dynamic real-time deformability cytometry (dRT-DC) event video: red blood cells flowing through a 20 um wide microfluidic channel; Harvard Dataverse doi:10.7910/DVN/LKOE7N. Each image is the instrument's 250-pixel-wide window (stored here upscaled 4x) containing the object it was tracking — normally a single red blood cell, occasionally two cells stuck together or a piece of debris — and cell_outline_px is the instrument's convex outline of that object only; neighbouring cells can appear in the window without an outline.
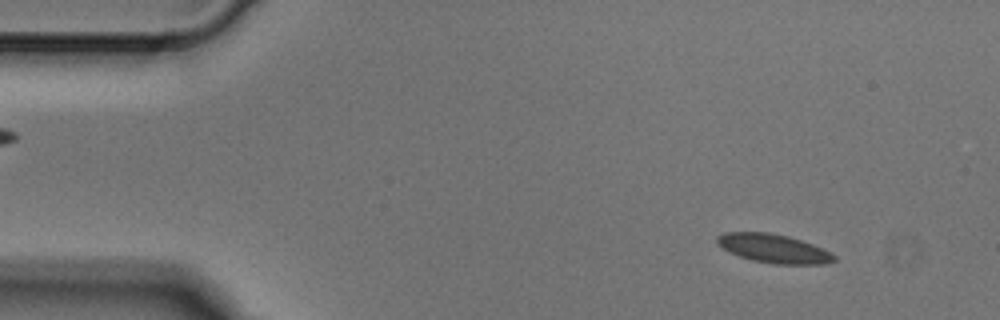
{"species": "Egyptian fruit bat (a non-hibernating species)", "species_latin": "Rousettus aegyptiacus", "temperature_condition": "cold", "stored_images_in_passage": 3, "camera_frame_rate_fps": 3000, "um_per_image_px": 0.085, "animal": {"sex": "male"}, "frame": {"image": 1, "passage_image": 1, "time_ms": 0.0, "image_size_px": [1000, 320], "cell_outline_px": [[836, 260], [824, 264], [772, 264], [752, 260], [740, 256], [716, 244], [716, 236], [724, 232], [768, 232], [788, 236], [812, 244], [836, 256]], "centroid_in_image_um": [65.73, 21.12], "position_along_channel_um": 19.3, "area_um2": 19.42}}
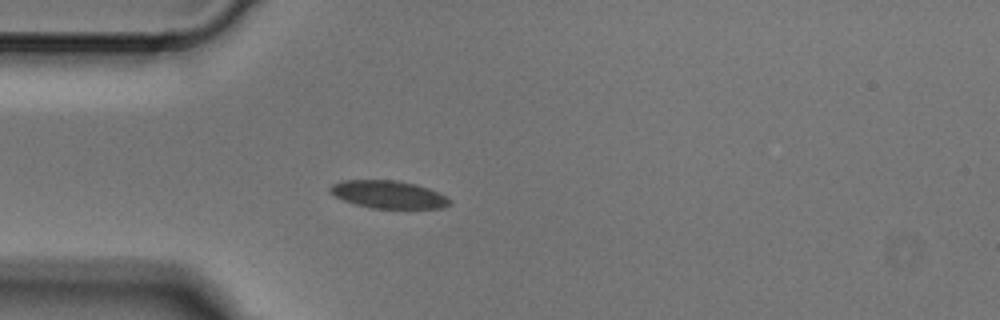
{"frame": {"image": 2, "passage_image": 3, "time_ms": 0.667, "image_size_px": [1000, 320], "cell_outline_px": [[452, 204], [440, 208], [372, 208], [356, 204], [344, 200], [328, 192], [328, 188], [332, 184], [344, 180], [396, 180], [416, 184], [428, 188], [452, 200]], "centroid_in_image_um": [33.0, 16.52], "position_along_channel_um": 52.0, "area_um2": 19.19}}